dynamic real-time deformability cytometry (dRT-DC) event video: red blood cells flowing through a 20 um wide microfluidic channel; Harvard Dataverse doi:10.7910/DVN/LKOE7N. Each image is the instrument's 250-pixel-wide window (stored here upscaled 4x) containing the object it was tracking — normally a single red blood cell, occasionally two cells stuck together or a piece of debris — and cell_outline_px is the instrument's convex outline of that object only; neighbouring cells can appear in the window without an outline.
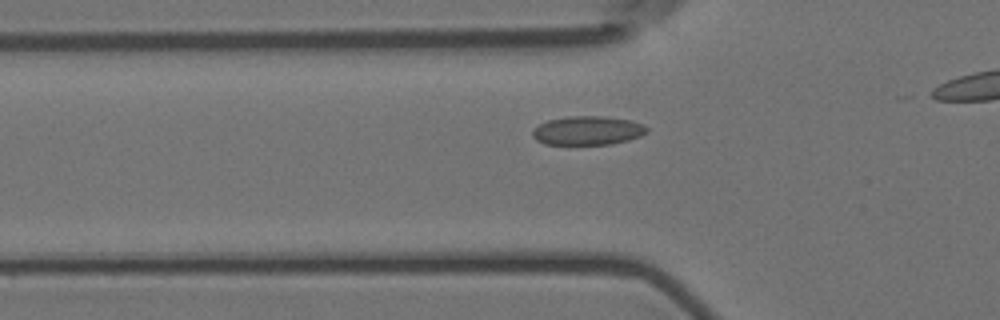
{"species": "Egyptian fruit bat (a non-hibernating species)", "species_latin": "Rousettus aegyptiacus", "temperature_condition": "room temperature", "stored_images_in_passage": 38, "camera_frame_rate_fps": 3000, "um_per_image_px": 0.085, "animal": {"sex": "female"}, "frame": {"image": 1, "passage_image": 11, "time_ms": 3.333, "image_size_px": [1000, 320], "cell_outline_px": [[648, 132], [640, 136], [628, 140], [612, 144], [544, 144], [536, 140], [532, 136], [532, 132], [540, 124], [548, 120], [568, 116], [600, 116], [628, 120], [644, 124], [648, 128]], "centroid_in_image_um": [49.96, 11.1], "position_along_channel_um": 75.8, "area_um2": 19.13}}
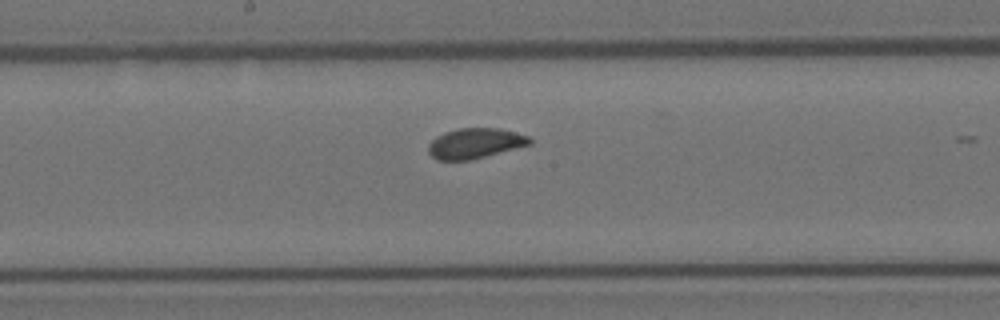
{"frame": {"image": 2, "passage_image": 22, "time_ms": 7.0, "image_size_px": [1000, 320], "cell_outline_px": [[532, 144], [468, 160], [436, 160], [428, 152], [428, 144], [436, 136], [444, 132], [456, 128], [500, 128], [528, 136], [532, 140]], "centroid_in_image_um": [40.35, 12.17], "position_along_channel_um": 207.9, "area_um2": 17.8}}
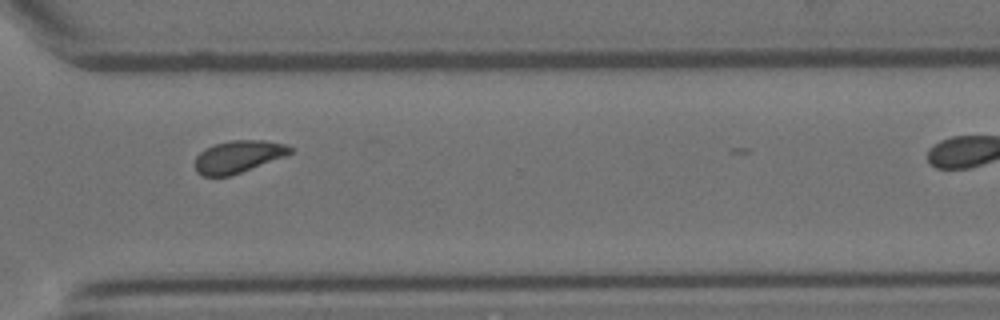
{"frame": {"image": 3, "passage_image": 34, "time_ms": 11.0, "image_size_px": [1000, 320], "cell_outline_px": [[292, 152], [288, 156], [228, 176], [204, 176], [196, 172], [196, 156], [204, 148], [216, 144], [232, 140], [264, 140], [284, 144], [292, 148]], "centroid_in_image_um": [20.27, 13.31], "position_along_channel_um": 350.3, "area_um2": 17.8}}